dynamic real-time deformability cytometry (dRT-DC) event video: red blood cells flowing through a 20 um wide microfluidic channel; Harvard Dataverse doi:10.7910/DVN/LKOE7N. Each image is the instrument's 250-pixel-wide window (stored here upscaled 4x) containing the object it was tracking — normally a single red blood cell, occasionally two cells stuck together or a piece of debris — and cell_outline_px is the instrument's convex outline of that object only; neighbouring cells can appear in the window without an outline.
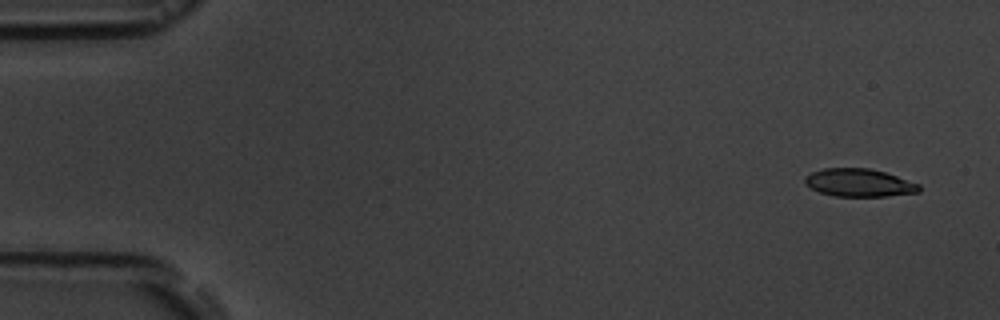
{"species": "common noctule bat (a hibernating species)", "species_latin": "Nyctalus noctula", "temperature_condition": "room temperature", "stored_images_in_passage": 5, "camera_frame_rate_fps": 3000, "um_per_image_px": 0.085, "animal": {"sex": "male", "body_mass_g": 19.5, "forearm_length_mm": 54.6}, "frame": {"image": 1, "passage_image": 1, "time_ms": 0.0, "image_size_px": [1000, 320], "cell_outline_px": [[920, 192], [888, 196], [836, 196], [820, 192], [804, 184], [804, 176], [812, 172], [824, 168], [868, 168], [884, 172], [920, 184]], "centroid_in_image_um": [73.01, 15.53], "position_along_channel_um": 12.0, "area_um2": 18.5}}
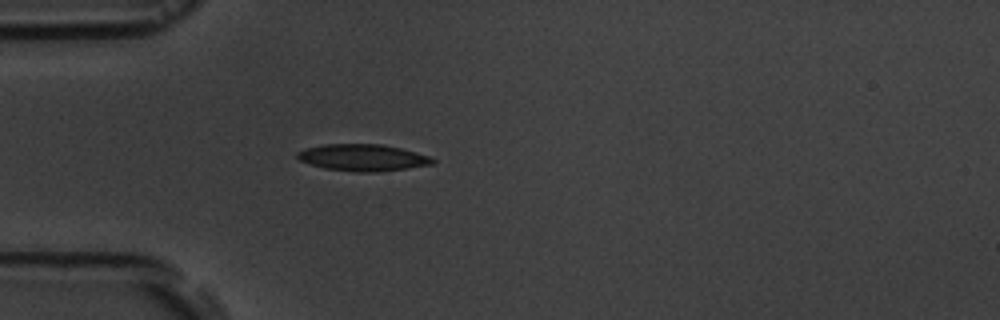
{"frame": {"image": 2, "passage_image": 5, "time_ms": 4.333, "image_size_px": [1000, 320], "cell_outline_px": [[436, 160], [432, 164], [404, 168], [372, 172], [356, 172], [324, 168], [300, 160], [296, 156], [296, 152], [304, 148], [324, 144], [380, 144], [400, 148], [428, 156]], "centroid_in_image_um": [30.78, 13.38], "position_along_channel_um": 54.2, "area_um2": 20.75}}